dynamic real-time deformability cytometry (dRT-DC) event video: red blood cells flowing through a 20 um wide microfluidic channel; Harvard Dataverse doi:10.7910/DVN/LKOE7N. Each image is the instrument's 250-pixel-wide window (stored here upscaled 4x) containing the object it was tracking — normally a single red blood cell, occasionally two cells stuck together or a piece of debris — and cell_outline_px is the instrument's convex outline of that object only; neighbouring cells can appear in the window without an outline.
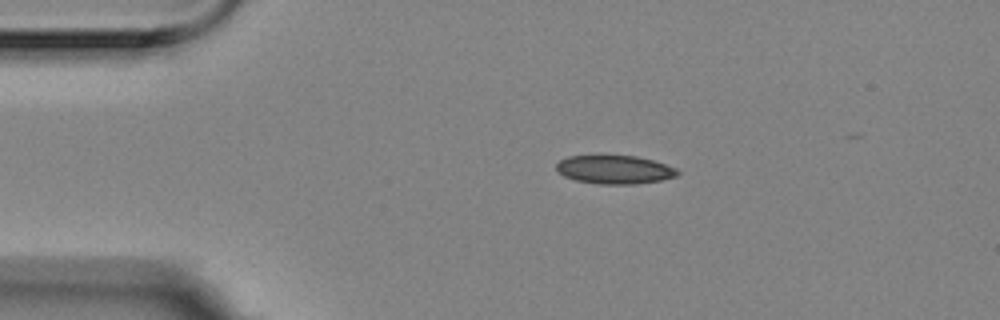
{"species": "Egyptian fruit bat (a non-hibernating species)", "species_latin": "Rousettus aegyptiacus", "temperature_condition": "room temperature", "stored_images_in_passage": 5, "camera_frame_rate_fps": 3000, "um_per_image_px": 0.085, "animal": {"sex": "female"}, "frame": {"image": 1, "passage_image": 5, "time_ms": 1.333, "image_size_px": [1000, 320], "cell_outline_px": [[680, 172], [676, 176], [660, 180], [636, 184], [600, 184], [576, 180], [564, 176], [556, 168], [556, 164], [560, 160], [568, 156], [636, 156], [652, 160], [676, 168]], "centroid_in_image_um": [52.24, 14.42], "position_along_channel_um": 32.8, "area_um2": 19.88}}